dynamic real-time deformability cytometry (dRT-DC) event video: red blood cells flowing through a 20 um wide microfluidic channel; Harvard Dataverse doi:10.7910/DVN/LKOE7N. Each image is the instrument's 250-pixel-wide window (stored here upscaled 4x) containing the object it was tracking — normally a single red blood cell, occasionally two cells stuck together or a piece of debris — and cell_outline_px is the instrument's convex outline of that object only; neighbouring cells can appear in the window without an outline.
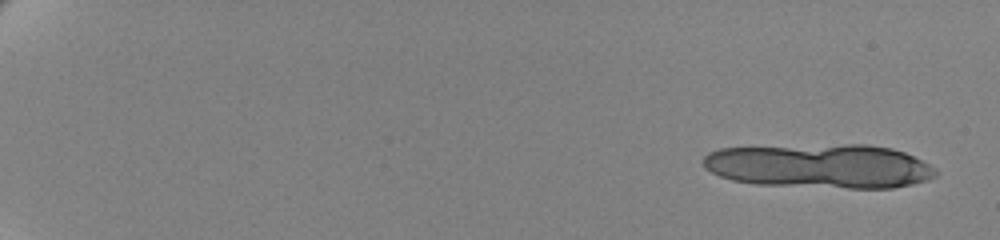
{"species": "human", "species_latin": "Homo sapiens", "temperature_condition": "cold", "stored_images_in_passage": 15, "camera_frame_rate_fps": 3000, "um_per_image_px": 0.085, "donor": {"sex": "female"}, "frame": {"image": 1, "passage_image": 1, "time_ms": 0.0, "image_size_px": [1000, 240], "cell_outline_px": [[936, 176], [928, 180], [912, 184], [892, 188], [848, 188], [756, 184], [732, 180], [720, 176], [704, 168], [704, 156], [708, 152], [720, 148], [844, 144], [864, 144], [892, 148], [904, 152], [936, 168]], "centroid_in_image_um": [69.69, 14.11], "position_along_channel_um": 15.3, "area_um2": 59.88}}